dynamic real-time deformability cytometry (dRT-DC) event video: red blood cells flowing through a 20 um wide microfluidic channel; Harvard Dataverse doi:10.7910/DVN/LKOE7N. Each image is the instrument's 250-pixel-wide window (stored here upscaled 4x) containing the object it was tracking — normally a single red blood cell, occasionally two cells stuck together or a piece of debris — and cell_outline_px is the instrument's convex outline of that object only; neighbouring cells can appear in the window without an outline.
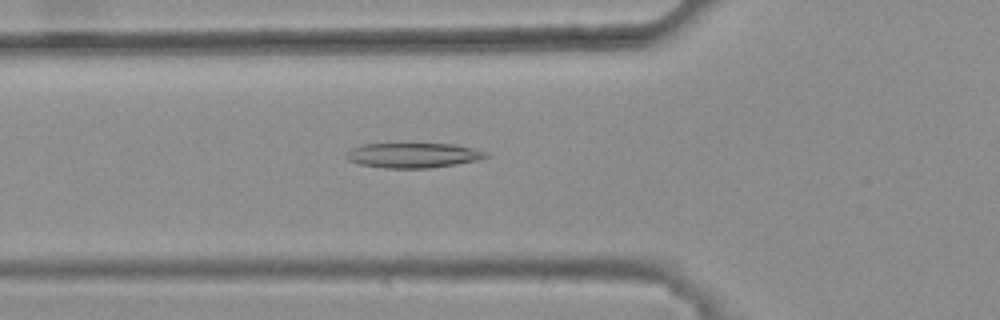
{"species": "common noctule bat (a hibernating species)", "species_latin": "Nyctalus noctula", "temperature_condition": "warm", "stored_images_in_passage": 46, "camera_frame_rate_fps": 3000, "um_per_image_px": 0.085, "animal": {"sex": "female", "body_mass_g": 25.1}, "frame": {"image": 1, "passage_image": 18, "time_ms": 5.667, "image_size_px": [1000, 320], "cell_outline_px": [[488, 156], [476, 160], [456, 164], [428, 168], [384, 168], [360, 164], [348, 160], [344, 156], [352, 148], [360, 144], [456, 144], [488, 152]], "centroid_in_image_um": [35.1, 13.2], "position_along_channel_um": 90.7, "area_um2": 20.17}}
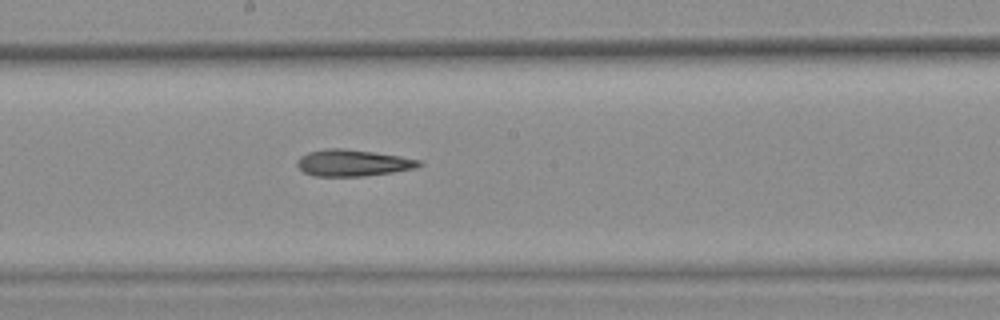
{"frame": {"image": 2, "passage_image": 28, "time_ms": 9.0, "image_size_px": [1000, 320], "cell_outline_px": [[424, 164], [416, 168], [392, 172], [364, 176], [316, 176], [304, 172], [296, 164], [296, 160], [300, 156], [308, 152], [328, 148], [344, 148], [400, 156], [420, 160]], "centroid_in_image_um": [29.99, 13.84], "position_along_channel_um": 218.2, "area_um2": 18.84}}
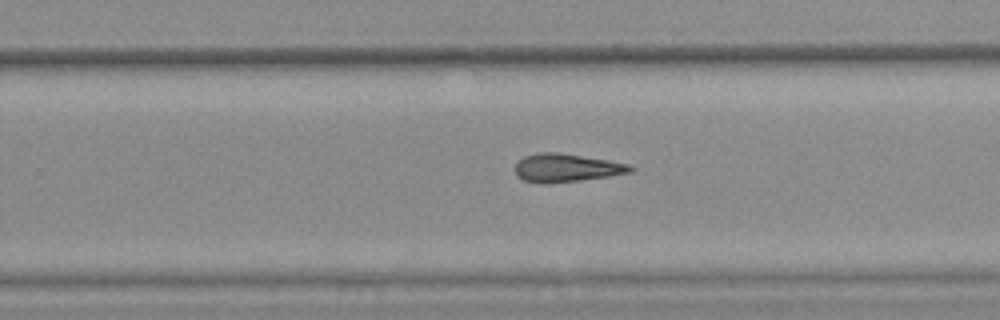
{"frame": {"image": 3, "passage_image": 33, "time_ms": 10.667, "image_size_px": [1000, 320], "cell_outline_px": [[636, 168], [632, 172], [608, 176], [580, 180], [548, 184], [540, 184], [524, 180], [516, 176], [516, 164], [524, 156], [536, 152], [556, 152], [608, 160], [628, 164]], "centroid_in_image_um": [48.13, 14.27], "position_along_channel_um": 281.7, "area_um2": 18.96}}